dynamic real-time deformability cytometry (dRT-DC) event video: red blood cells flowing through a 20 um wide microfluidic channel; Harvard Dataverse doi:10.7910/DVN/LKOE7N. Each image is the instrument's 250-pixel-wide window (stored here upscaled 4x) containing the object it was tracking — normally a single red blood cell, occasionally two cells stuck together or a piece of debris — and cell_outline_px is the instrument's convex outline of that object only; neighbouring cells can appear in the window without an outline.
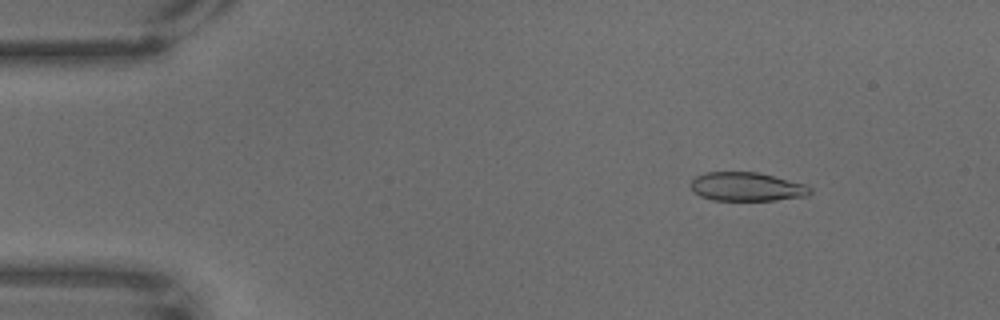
{"species": "common noctule bat (a hibernating species)", "species_latin": "Nyctalus noctula", "temperature_condition": "warm", "stored_images_in_passage": 68, "camera_frame_rate_fps": 3000, "um_per_image_px": 0.085, "animal": {"sex": "male", "body_mass_g": 18.8}, "frame": {"image": 1, "passage_image": 9, "time_ms": 2.667, "image_size_px": [1000, 320], "cell_outline_px": [[812, 192], [808, 196], [776, 200], [712, 200], [700, 196], [688, 184], [696, 176], [704, 172], [760, 172], [804, 184], [812, 188]], "centroid_in_image_um": [63.48, 15.87], "position_along_channel_um": 21.5, "area_um2": 20.11}}
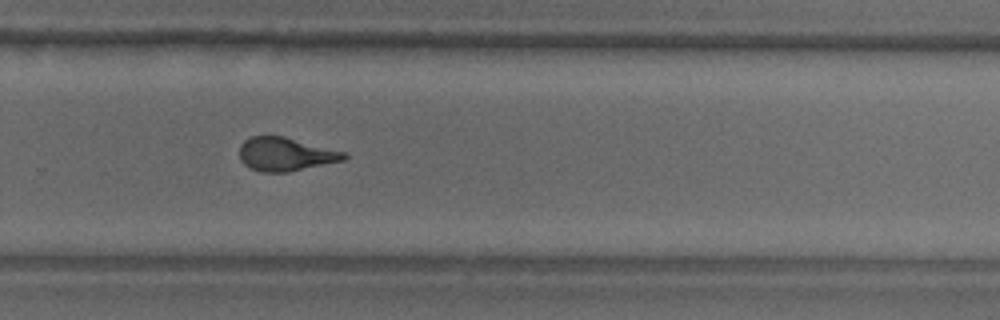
{"frame": {"image": 2, "passage_image": 46, "time_ms": 15.0, "image_size_px": [1000, 320], "cell_outline_px": [[348, 156], [344, 160], [288, 172], [260, 172], [248, 168], [240, 160], [240, 144], [244, 140], [252, 136], [284, 136], [348, 152]], "centroid_in_image_um": [24.28, 13.11], "position_along_channel_um": 305.5, "area_um2": 20.63}}
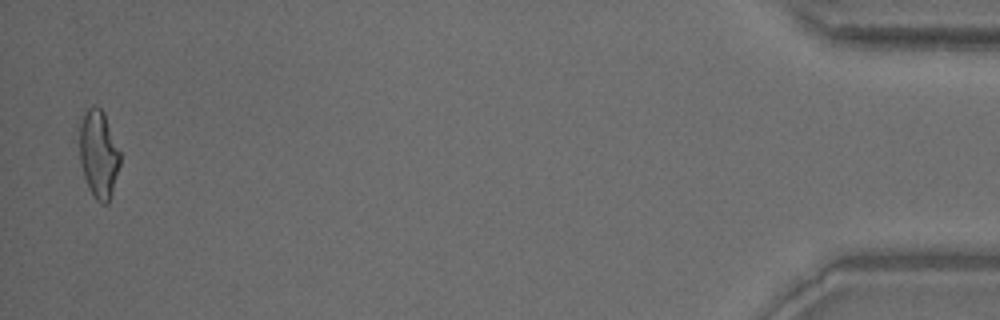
{"frame": {"image": 3, "passage_image": 67, "time_ms": 22.0, "image_size_px": [1000, 320], "cell_outline_px": [[120, 164], [112, 192], [108, 204], [100, 204], [92, 196], [88, 188], [84, 176], [80, 160], [80, 124], [84, 112], [88, 108], [96, 104], [104, 112], [120, 152]], "centroid_in_image_um": [8.38, 13.11], "position_along_channel_um": 426.8, "area_um2": 20.81}}